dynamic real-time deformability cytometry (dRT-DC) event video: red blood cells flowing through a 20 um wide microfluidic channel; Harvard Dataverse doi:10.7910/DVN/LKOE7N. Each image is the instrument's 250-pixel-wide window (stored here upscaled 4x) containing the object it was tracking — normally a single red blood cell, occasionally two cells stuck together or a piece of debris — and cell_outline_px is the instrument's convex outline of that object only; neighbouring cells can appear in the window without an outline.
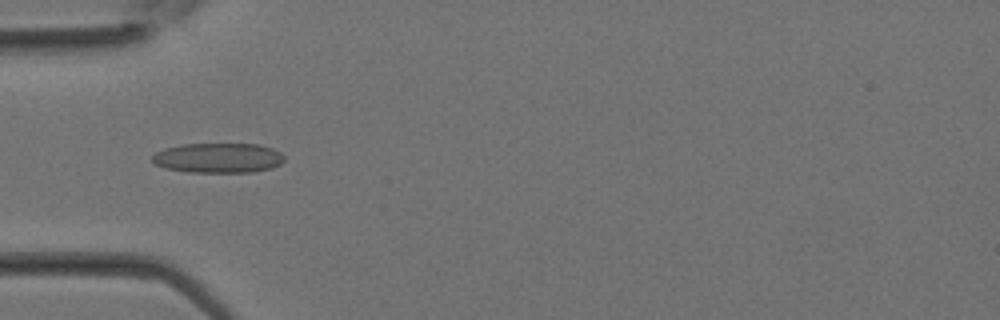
{"species": "Egyptian fruit bat (a non-hibernating species)", "species_latin": "Rousettus aegyptiacus", "temperature_condition": "room temperature", "stored_images_in_passage": 35, "camera_frame_rate_fps": 3000, "um_per_image_px": 0.085, "animal": {"sex": "female"}, "frame": {"image": 1, "passage_image": 11, "time_ms": 3.333, "image_size_px": [1000, 320], "cell_outline_px": [[284, 160], [280, 164], [272, 168], [252, 172], [192, 172], [164, 168], [156, 164], [152, 160], [152, 156], [156, 152], [164, 148], [180, 144], [256, 144], [272, 148], [280, 152], [284, 156]], "centroid_in_image_um": [18.55, 13.42], "position_along_channel_um": 66.5, "area_um2": 23.0}}
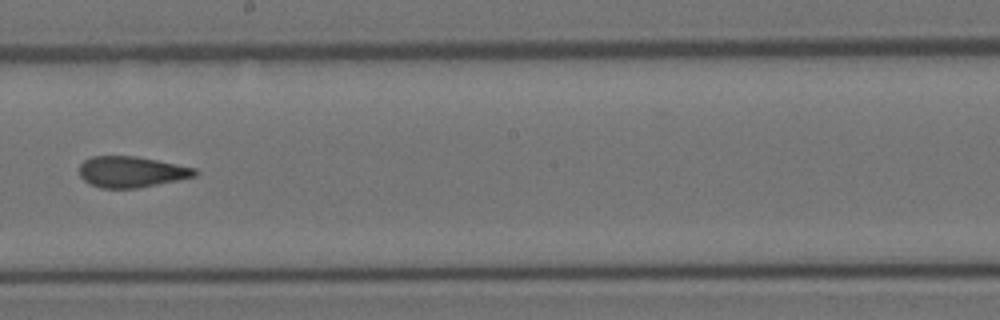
{"frame": {"image": 2, "passage_image": 20, "time_ms": 6.333, "image_size_px": [1000, 320], "cell_outline_px": [[200, 172], [196, 176], [180, 180], [136, 188], [100, 188], [88, 184], [80, 176], [80, 164], [84, 160], [92, 156], [136, 156], [196, 168]], "centroid_in_image_um": [11.18, 14.61], "position_along_channel_um": 237.0, "area_um2": 20.98}}
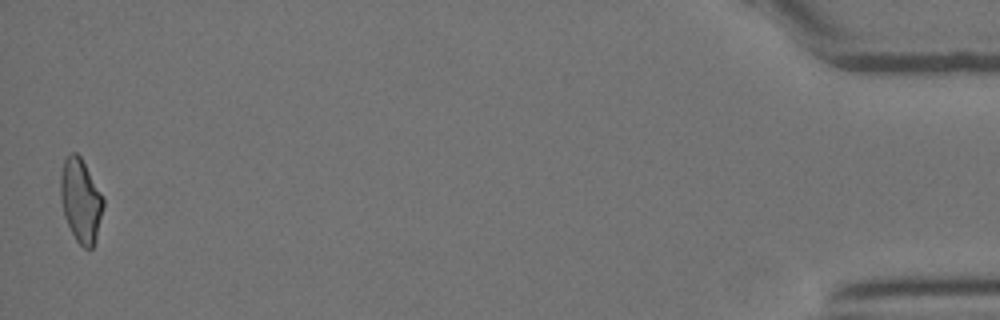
{"frame": {"image": 3, "passage_image": 35, "time_ms": 11.333, "image_size_px": [1000, 320], "cell_outline_px": [[104, 204], [96, 240], [92, 248], [84, 248], [76, 240], [64, 216], [60, 200], [60, 176], [64, 160], [68, 152], [76, 152], [80, 156], [104, 200]], "centroid_in_image_um": [6.84, 17.04], "position_along_channel_um": 428.4, "area_um2": 20.63}}